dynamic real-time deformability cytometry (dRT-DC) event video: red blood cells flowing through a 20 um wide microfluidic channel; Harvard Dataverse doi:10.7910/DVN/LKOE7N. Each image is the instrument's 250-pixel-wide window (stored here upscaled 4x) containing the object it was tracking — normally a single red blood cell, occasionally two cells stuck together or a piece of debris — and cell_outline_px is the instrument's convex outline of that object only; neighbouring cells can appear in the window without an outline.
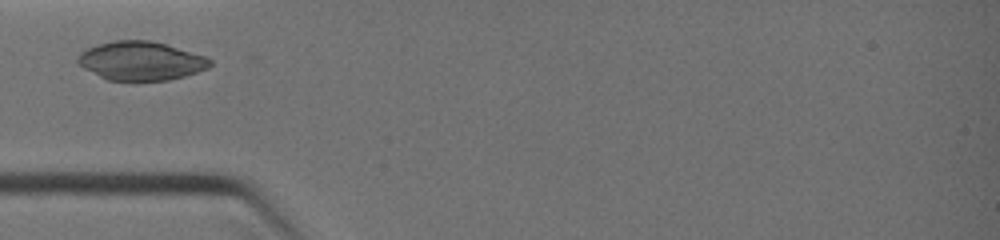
{"species": "common noctule bat (a hibernating species)", "species_latin": "Nyctalus noctula", "temperature_condition": "warm", "stored_images_in_passage": 7, "camera_frame_rate_fps": 3000, "um_per_image_px": 0.085, "animal": {"sex": "female", "body_mass_g": 19.0, "forearm_length_mm": 51.5}, "frame": {"image": 1, "passage_image": 1, "time_ms": 0.0, "image_size_px": [1000, 240], "cell_outline_px": [[212, 64], [208, 68], [184, 76], [168, 80], [108, 80], [84, 68], [76, 60], [76, 56], [80, 52], [88, 48], [100, 44], [116, 40], [148, 40], [164, 44], [204, 56], [212, 60]], "centroid_in_image_um": [11.96, 5.17], "position_along_channel_um": 73.0, "area_um2": 29.42}}
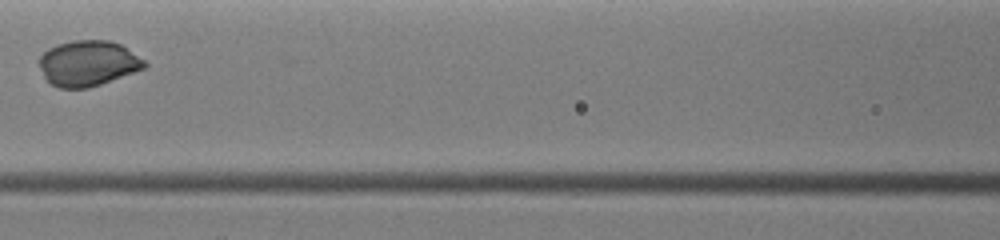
{"frame": {"image": 2, "passage_image": 4, "time_ms": 1.667, "image_size_px": [1000, 240], "cell_outline_px": [[148, 64], [144, 68], [100, 84], [88, 88], [60, 88], [48, 84], [44, 80], [40, 68], [40, 56], [48, 48], [60, 44], [76, 40], [108, 40], [120, 44], [144, 60]], "centroid_in_image_um": [7.44, 5.39], "position_along_channel_um": 159.2, "area_um2": 27.74}}
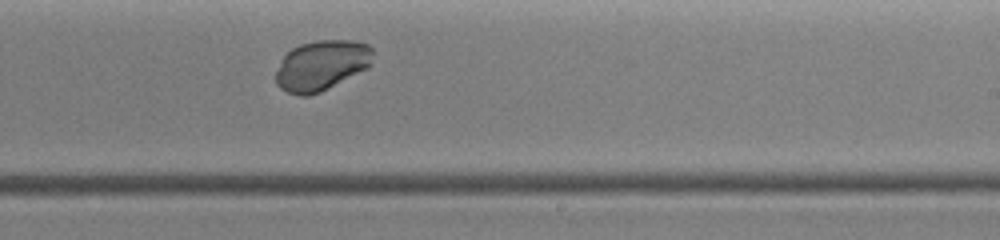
{"frame": {"image": 3, "passage_image": 7, "time_ms": 3.667, "image_size_px": [1000, 240], "cell_outline_px": [[372, 64], [368, 68], [320, 92], [308, 96], [300, 96], [288, 92], [280, 88], [276, 84], [276, 72], [284, 56], [292, 48], [300, 44], [316, 40], [352, 40], [368, 44], [372, 48]], "centroid_in_image_um": [27.34, 5.55], "position_along_channel_um": 261.7, "area_um2": 28.38}}